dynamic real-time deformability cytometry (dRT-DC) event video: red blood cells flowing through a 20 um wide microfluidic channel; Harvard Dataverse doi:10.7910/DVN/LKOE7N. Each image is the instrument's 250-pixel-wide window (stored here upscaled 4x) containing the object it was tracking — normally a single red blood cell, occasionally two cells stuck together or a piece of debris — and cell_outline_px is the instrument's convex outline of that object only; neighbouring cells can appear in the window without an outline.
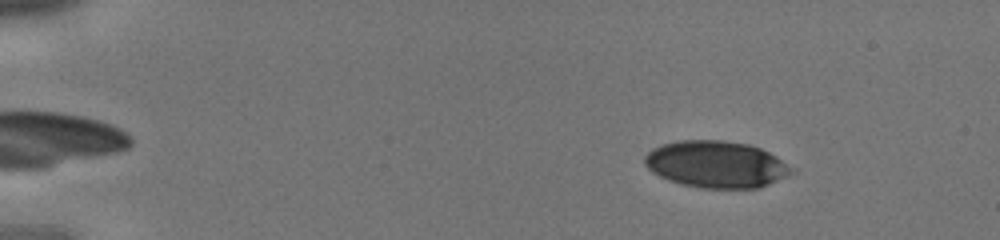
{"species": "human", "species_latin": "Homo sapiens", "temperature_condition": "cold", "stored_images_in_passage": 10, "camera_frame_rate_fps": 3000, "um_per_image_px": 0.085, "donor": {"sex": "male"}, "frame": {"image": 1, "passage_image": 2, "time_ms": 0.333, "image_size_px": [1000, 240], "cell_outline_px": [[796, 172], [760, 188], [700, 188], [668, 180], [652, 172], [644, 164], [644, 156], [652, 148], [664, 144], [680, 140], [724, 140], [748, 144], [760, 148], [776, 156], [792, 168]], "centroid_in_image_um": [60.87, 13.97], "position_along_channel_um": 24.1, "area_um2": 40.06}}
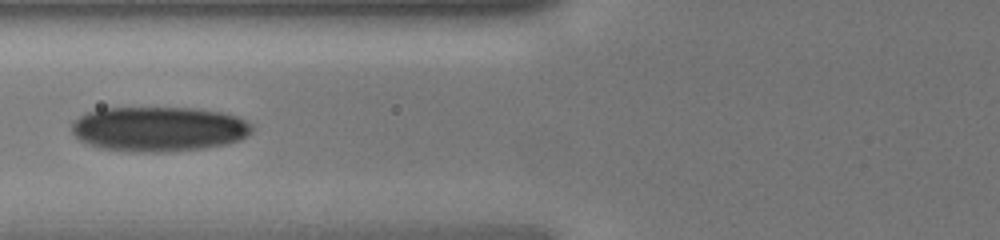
{"frame": {"image": 2, "passage_image": 8, "time_ms": 2.333, "image_size_px": [1000, 240], "cell_outline_px": [[252, 132], [248, 136], [240, 140], [224, 144], [204, 148], [164, 152], [128, 152], [100, 148], [88, 144], [80, 140], [72, 132], [72, 124], [80, 116], [88, 112], [100, 108], [196, 108], [220, 112], [236, 116], [252, 124]], "centroid_in_image_um": [13.49, 10.97], "position_along_channel_um": 112.3, "area_um2": 47.22}}
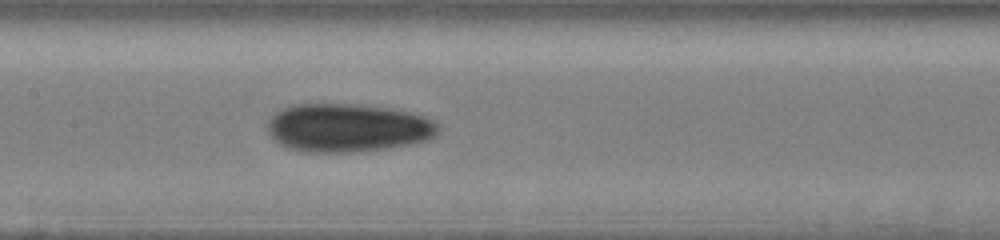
{"frame": {"image": 3, "passage_image": 10, "time_ms": 3.0, "image_size_px": [1000, 240], "cell_outline_px": [[440, 128], [436, 136], [428, 140], [412, 144], [388, 148], [360, 152], [304, 152], [284, 148], [272, 140], [268, 132], [268, 120], [276, 112], [292, 104], [356, 104], [392, 108], [412, 112], [436, 120], [440, 124]], "centroid_in_image_um": [29.58, 10.87], "position_along_channel_um": 177.8, "area_um2": 49.07}}